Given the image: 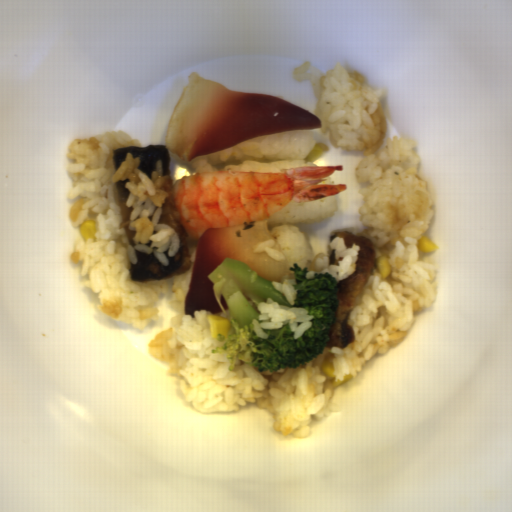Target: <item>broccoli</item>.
Masks as SVG:
<instances>
[{"label":"broccoli","instance_id":"1","mask_svg":"<svg viewBox=\"0 0 512 512\" xmlns=\"http://www.w3.org/2000/svg\"><path fill=\"white\" fill-rule=\"evenodd\" d=\"M288 271H293L295 278L291 283L297 290L295 305L244 261L224 257L206 276L213 284L217 305L233 324V333L227 335L226 341L210 349L211 354H225L228 370L235 371L237 360H242L249 367H256L258 373L268 370L273 374L305 366L324 353L331 341L333 324L337 322L339 282L326 271L307 278L308 267L301 269L296 262L288 267ZM269 297L279 302L278 305L308 308L307 314L315 316L311 320L313 326L298 339H293L288 325L264 330L269 339L257 336L252 318L259 321L260 312L256 305Z\"/></svg>","mask_w":512,"mask_h":512}]
</instances>
